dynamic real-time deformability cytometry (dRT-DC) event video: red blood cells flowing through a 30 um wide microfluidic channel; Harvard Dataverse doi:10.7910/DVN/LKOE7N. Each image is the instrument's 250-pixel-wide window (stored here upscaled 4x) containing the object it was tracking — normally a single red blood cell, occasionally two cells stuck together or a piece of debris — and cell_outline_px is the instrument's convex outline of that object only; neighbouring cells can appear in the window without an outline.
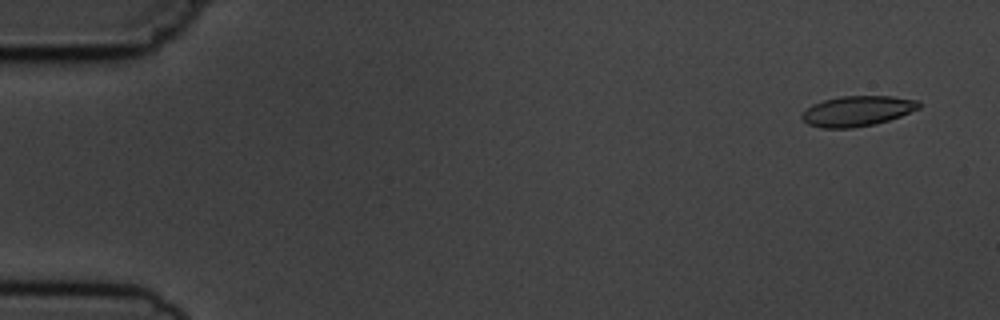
{"species": "common noctule bat (a hibernating species)", "species_latin": "Nyctalus noctula", "temperature_condition": "cold", "stored_images_in_passage": 6, "camera_frame_rate_fps": 3000, "um_per_image_px": 0.085, "animal": {"sex": "male", "body_mass_g": 19.5, "forearm_length_mm": 54.6}, "frame": {"image": 1, "passage_image": 1, "time_ms": 0.0, "image_size_px": [1000, 320], "cell_outline_px": [[920, 108], [900, 116], [876, 124], [852, 128], [820, 128], [808, 124], [800, 116], [812, 104], [824, 100], [840, 96], [892, 96], [920, 100]], "centroid_in_image_um": [72.89, 9.43], "position_along_channel_um": 12.1, "area_um2": 20.69}}
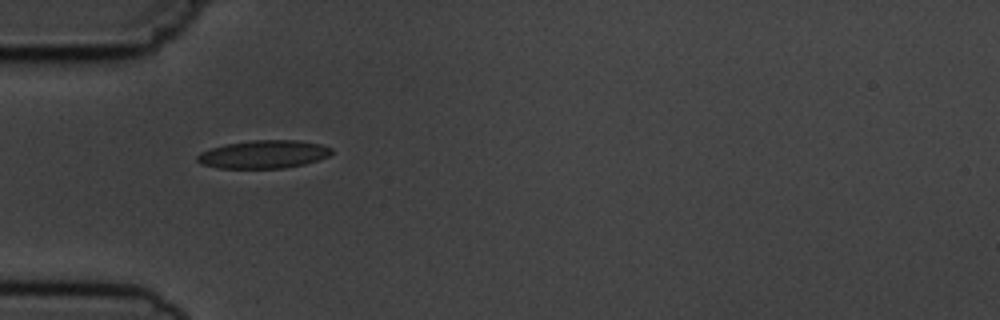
{"frame": {"image": 2, "passage_image": 5, "time_ms": 4.667, "image_size_px": [1000, 320], "cell_outline_px": [[332, 152], [328, 156], [304, 164], [284, 168], [216, 168], [200, 164], [196, 160], [196, 156], [200, 152], [212, 148], [228, 144], [252, 140], [300, 140], [320, 144], [332, 148]], "centroid_in_image_um": [22.38, 13.12], "position_along_channel_um": 62.6, "area_um2": 21.91}}
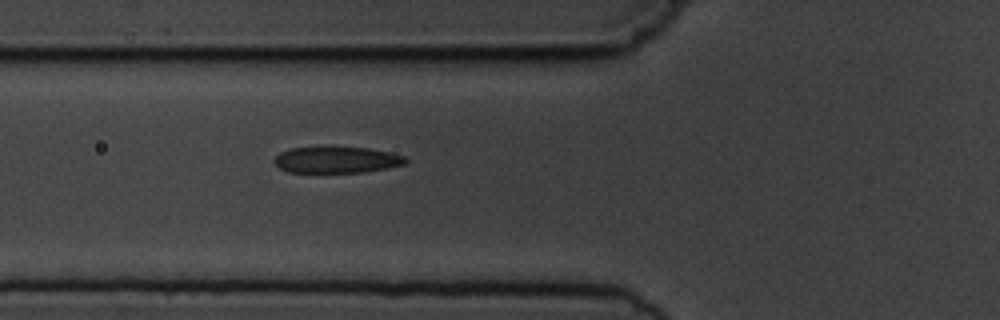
{"frame": {"image": 3, "passage_image": 6, "time_ms": 5.667, "image_size_px": [1000, 320], "cell_outline_px": [[408, 160], [404, 164], [388, 168], [364, 172], [288, 172], [280, 168], [272, 160], [280, 152], [292, 148], [328, 144], [368, 148], [388, 152], [404, 156]], "centroid_in_image_um": [28.58, 13.54], "position_along_channel_um": 97.2, "area_um2": 20.87}}